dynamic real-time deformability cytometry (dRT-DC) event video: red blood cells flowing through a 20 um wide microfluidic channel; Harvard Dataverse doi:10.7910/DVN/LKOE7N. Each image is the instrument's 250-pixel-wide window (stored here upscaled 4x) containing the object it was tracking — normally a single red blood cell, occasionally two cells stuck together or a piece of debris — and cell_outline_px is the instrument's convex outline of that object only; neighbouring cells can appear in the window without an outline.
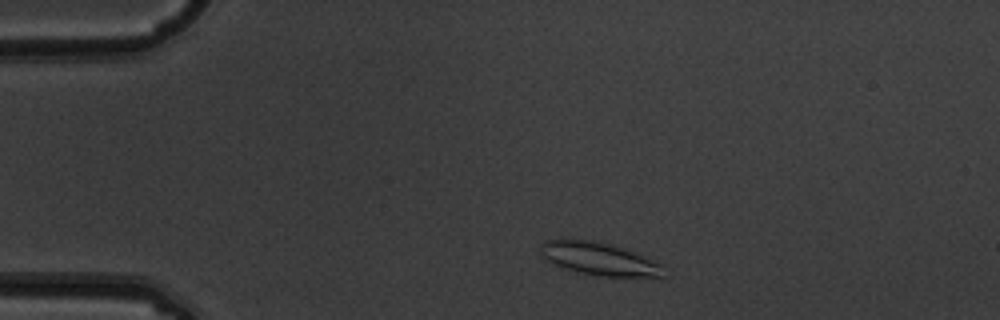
{"species": "common noctule bat (a hibernating species)", "species_latin": "Nyctalus noctula", "temperature_condition": "warm", "stored_images_in_passage": 8, "camera_frame_rate_fps": 3000, "um_per_image_px": 0.085, "animal": {"sex": "male", "body_mass_g": 19.5, "forearm_length_mm": 54.6}, "frame": {"image": 1, "passage_image": 2, "time_ms": 0.333, "image_size_px": [1000, 320], "cell_outline_px": [[664, 276], [596, 276], [576, 272], [552, 264], [540, 256], [540, 244], [548, 240], [564, 236], [568, 236], [592, 240], [612, 244], [636, 252], [660, 264]], "centroid_in_image_um": [50.78, 21.95], "position_along_channel_um": 34.2, "area_um2": 24.1}}
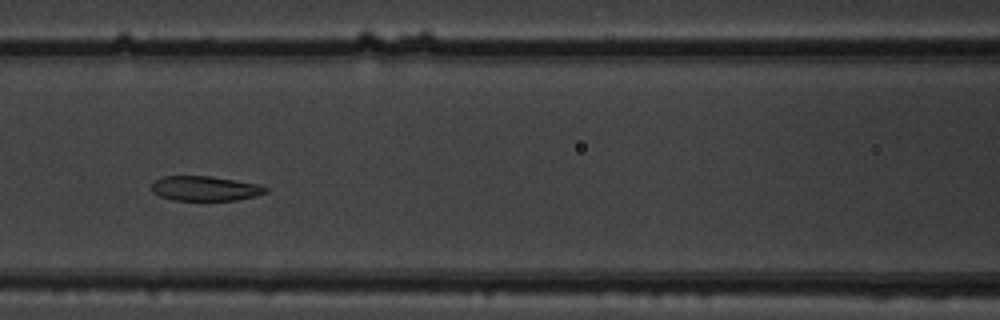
{"frame": {"image": 2, "passage_image": 6, "time_ms": 1.667, "image_size_px": [1000, 320], "cell_outline_px": [[268, 192], [256, 196], [236, 200], [172, 200], [160, 196], [152, 192], [152, 184], [156, 180], [164, 176], [212, 176], [260, 184], [268, 188]], "centroid_in_image_um": [17.47, 16.02], "position_along_channel_um": 149.1, "area_um2": 16.53}}
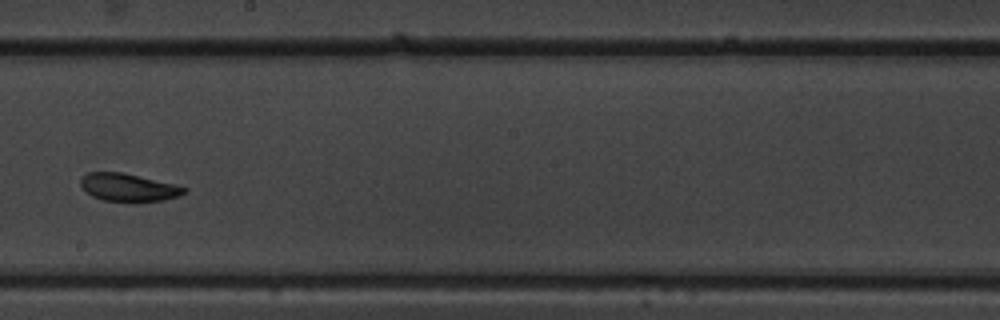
{"frame": {"image": 3, "passage_image": 8, "time_ms": 2.333, "image_size_px": [1000, 320], "cell_outline_px": [[188, 192], [180, 196], [164, 200], [136, 204], [104, 200], [92, 196], [84, 192], [80, 184], [80, 176], [84, 172], [120, 172], [180, 184], [188, 188]], "centroid_in_image_um": [10.96, 15.95], "position_along_channel_um": 237.2, "area_um2": 17.8}}